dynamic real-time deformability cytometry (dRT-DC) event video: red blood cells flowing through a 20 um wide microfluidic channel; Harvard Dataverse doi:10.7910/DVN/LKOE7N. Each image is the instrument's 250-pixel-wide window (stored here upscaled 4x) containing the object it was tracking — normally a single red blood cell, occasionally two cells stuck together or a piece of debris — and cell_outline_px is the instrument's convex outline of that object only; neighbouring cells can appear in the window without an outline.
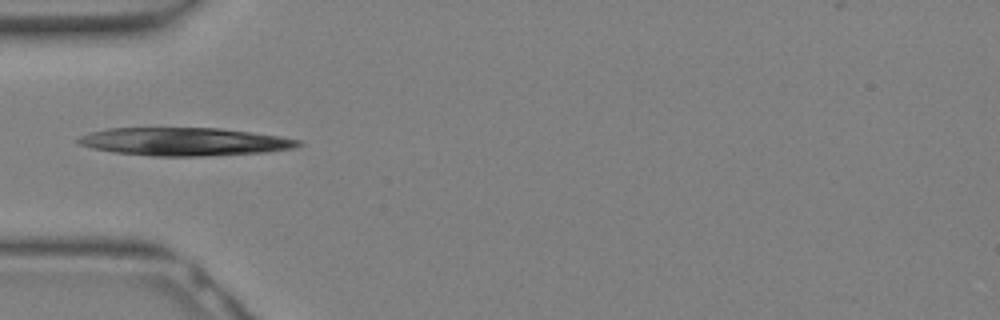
{"species": "Egyptian fruit bat (a non-hibernating species)", "species_latin": "Rousettus aegyptiacus", "temperature_condition": "warm", "stored_images_in_passage": 6, "camera_frame_rate_fps": 3000, "um_per_image_px": 0.085, "animal": {"sex": "female"}, "frame": {"image": 1, "passage_image": 1, "time_ms": 0.0, "image_size_px": [1000, 320], "cell_outline_px": [[304, 144], [292, 148], [264, 152], [204, 156], [152, 156], [112, 152], [92, 148], [76, 144], [76, 140], [80, 136], [92, 132], [108, 128], [220, 128], [280, 136], [300, 140]], "centroid_in_image_um": [15.64, 12.04], "position_along_channel_um": 69.4, "area_um2": 35.95}}
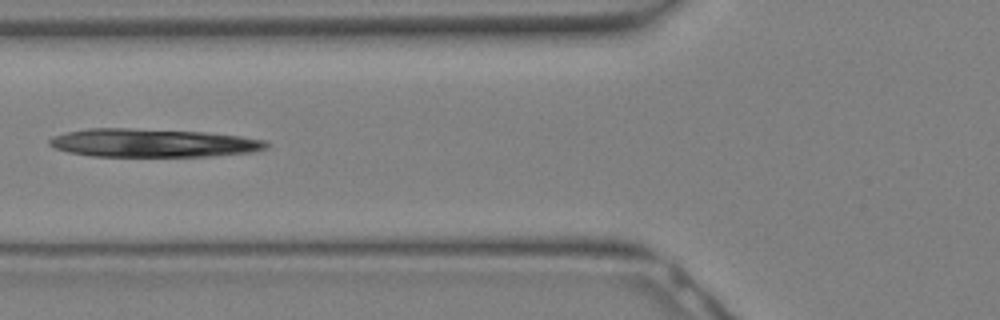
{"frame": {"image": 2, "passage_image": 3, "time_ms": 0.667, "image_size_px": [1000, 320], "cell_outline_px": [[272, 144], [268, 148], [252, 152], [212, 156], [88, 156], [68, 152], [52, 148], [48, 144], [48, 140], [52, 136], [68, 132], [88, 128], [128, 128], [204, 132], [240, 136], [268, 140]], "centroid_in_image_um": [13.01, 12.15], "position_along_channel_um": 112.8, "area_um2": 36.13}}
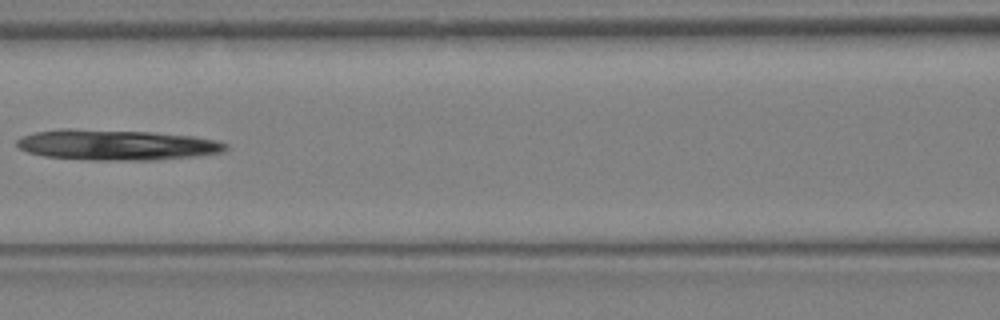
{"frame": {"image": 3, "passage_image": 5, "time_ms": 1.333, "image_size_px": [1000, 320], "cell_outline_px": [[228, 148], [224, 152], [196, 156], [152, 160], [92, 160], [44, 156], [28, 152], [20, 148], [16, 144], [16, 140], [24, 136], [36, 132], [60, 128], [68, 128], [152, 132], [196, 136], [220, 140], [228, 144]], "centroid_in_image_um": [9.96, 12.31], "position_along_channel_um": 156.6, "area_um2": 37.4}}